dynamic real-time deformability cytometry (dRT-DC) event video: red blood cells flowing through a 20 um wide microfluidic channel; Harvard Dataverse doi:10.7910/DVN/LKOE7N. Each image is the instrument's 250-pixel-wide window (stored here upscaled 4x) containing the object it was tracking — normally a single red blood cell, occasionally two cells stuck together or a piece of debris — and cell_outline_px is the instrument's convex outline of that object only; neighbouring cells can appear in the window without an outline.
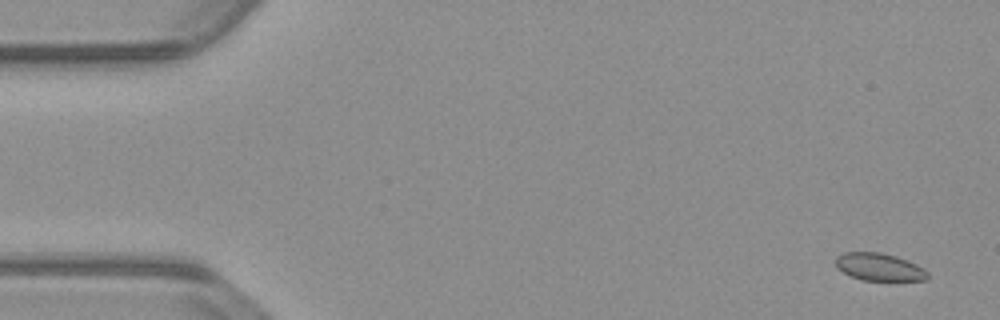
{"species": "common noctule bat (a hibernating species)", "species_latin": "Nyctalus noctula", "temperature_condition": "warm", "stored_images_in_passage": 55, "camera_frame_rate_fps": 3000, "um_per_image_px": 0.085, "animal": {"sex": "male", "body_mass_g": 23.1, "forearm_length_mm": 52.7}, "frame": {"image": 1, "passage_image": 3, "time_ms": 0.667, "image_size_px": [1000, 320], "cell_outline_px": [[928, 280], [860, 280], [836, 268], [836, 256], [844, 252], [880, 252], [896, 256], [916, 264], [924, 268], [928, 272]], "centroid_in_image_um": [74.73, 22.69], "position_along_channel_um": 10.3, "area_um2": 14.74}}
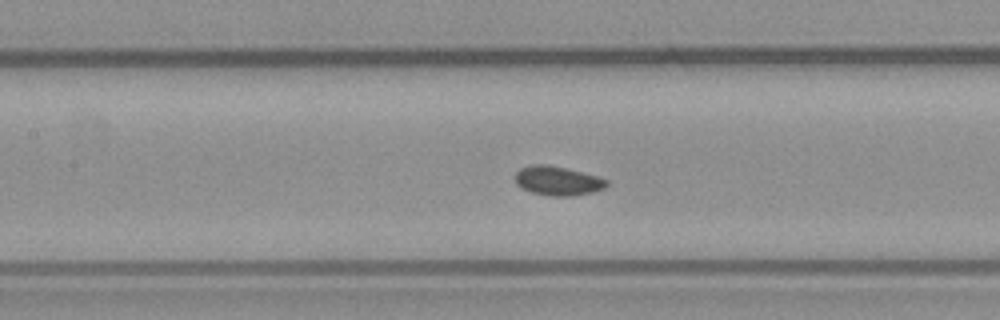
{"frame": {"image": 2, "passage_image": 25, "time_ms": 8.0, "image_size_px": [1000, 320], "cell_outline_px": [[608, 184], [604, 188], [592, 192], [572, 196], [552, 196], [532, 192], [520, 188], [516, 184], [516, 172], [520, 168], [532, 164], [548, 164], [596, 176], [608, 180]], "centroid_in_image_um": [47.37, 15.37], "position_along_channel_um": 160.0, "area_um2": 15.43}}
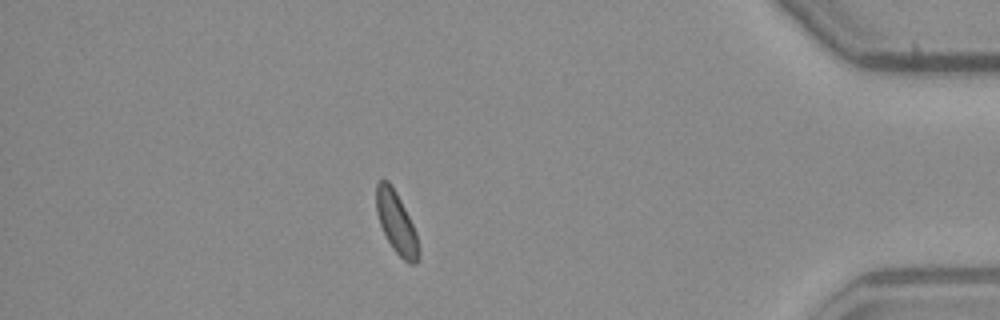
{"frame": {"image": 3, "passage_image": 48, "time_ms": 15.667, "image_size_px": [1000, 320], "cell_outline_px": [[420, 256], [416, 264], [412, 264], [404, 260], [392, 248], [380, 224], [376, 212], [376, 184], [380, 180], [388, 180], [396, 192], [416, 232], [420, 252]], "centroid_in_image_um": [33.69, 18.95], "position_along_channel_um": 401.5, "area_um2": 15.03}}